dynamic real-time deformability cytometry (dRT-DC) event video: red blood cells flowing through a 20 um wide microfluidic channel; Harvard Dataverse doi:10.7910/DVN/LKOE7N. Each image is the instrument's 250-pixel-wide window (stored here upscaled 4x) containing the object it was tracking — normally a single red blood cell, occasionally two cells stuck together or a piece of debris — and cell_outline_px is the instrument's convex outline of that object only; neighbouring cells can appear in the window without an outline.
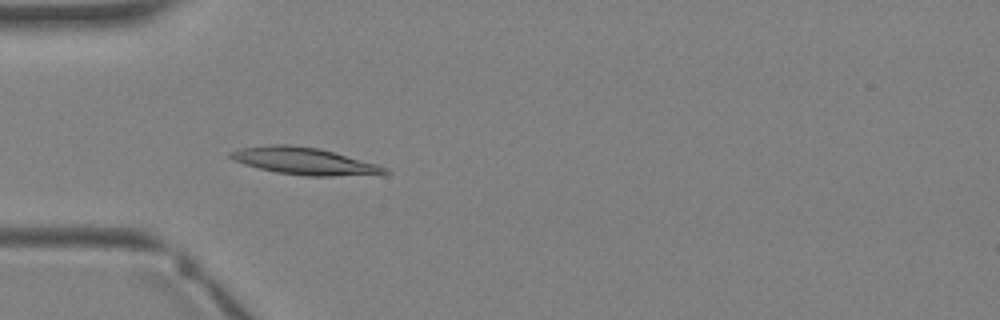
{"species": "Egyptian fruit bat (a non-hibernating species)", "species_latin": "Rousettus aegyptiacus", "temperature_condition": "warm", "stored_images_in_passage": 3, "camera_frame_rate_fps": 3000, "um_per_image_px": 0.085, "animal": {"sex": "female"}, "frame": {"image": 1, "passage_image": 3, "time_ms": 2.333, "image_size_px": [1000, 320], "cell_outline_px": [[392, 172], [384, 176], [308, 176], [276, 172], [244, 164], [232, 160], [228, 156], [228, 152], [240, 148], [272, 144], [288, 144], [320, 148], [376, 164], [388, 168]], "centroid_in_image_um": [25.95, 13.71], "position_along_channel_um": 59.0, "area_um2": 24.8}}